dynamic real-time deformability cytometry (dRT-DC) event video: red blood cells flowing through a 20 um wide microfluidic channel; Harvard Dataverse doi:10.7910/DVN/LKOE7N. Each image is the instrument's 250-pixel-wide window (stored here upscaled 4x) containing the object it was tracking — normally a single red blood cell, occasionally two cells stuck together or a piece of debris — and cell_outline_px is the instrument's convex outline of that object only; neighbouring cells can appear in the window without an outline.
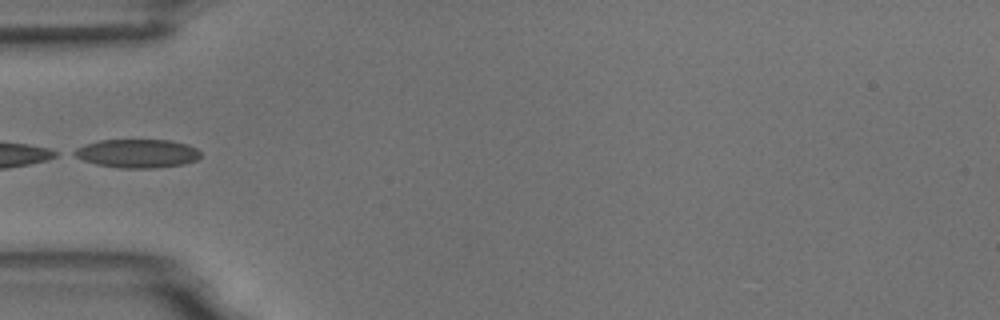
{"species": "common noctule bat (a hibernating species)", "species_latin": "Nyctalus noctula", "temperature_condition": "room temperature", "stored_images_in_passage": 4, "camera_frame_rate_fps": 3000, "um_per_image_px": 0.085, "animal": {"sex": "male", "body_mass_g": 18.8}, "frame": {"image": 1, "passage_image": 4, "time_ms": 3.333, "image_size_px": [1000, 320], "cell_outline_px": [[200, 156], [196, 160], [184, 164], [156, 168], [120, 168], [96, 164], [84, 160], [68, 152], [84, 144], [100, 140], [172, 140], [188, 144], [196, 148], [200, 152]], "centroid_in_image_um": [11.65, 13.04], "position_along_channel_um": 73.3, "area_um2": 21.21}}